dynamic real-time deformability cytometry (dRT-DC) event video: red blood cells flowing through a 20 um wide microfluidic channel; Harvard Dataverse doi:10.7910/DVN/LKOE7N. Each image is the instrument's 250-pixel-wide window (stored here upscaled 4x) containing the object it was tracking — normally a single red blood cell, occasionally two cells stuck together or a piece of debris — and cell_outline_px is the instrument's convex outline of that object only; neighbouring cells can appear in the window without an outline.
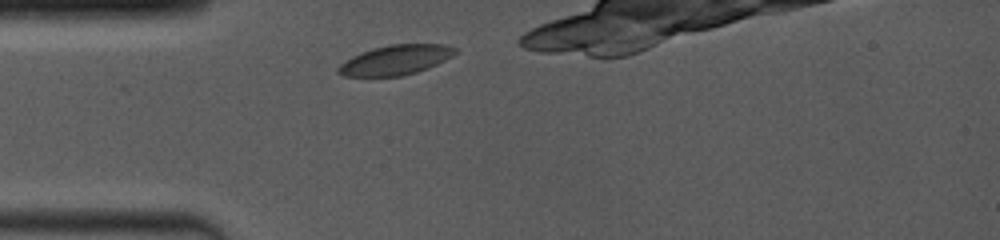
{"species": "common noctule bat (a hibernating species)", "species_latin": "Nyctalus noctula", "temperature_condition": "room temperature", "stored_images_in_passage": 10, "camera_frame_rate_fps": 4000, "um_per_image_px": 0.085, "animal": {"sex": "female", "body_mass_g": 19.0, "forearm_length_mm": 53.3}, "frame": {"image": 1, "passage_image": 1, "time_ms": 0.0, "image_size_px": [1000, 240], "cell_outline_px": [[456, 52], [452, 56], [428, 68], [416, 72], [400, 76], [344, 76], [336, 72], [336, 68], [344, 60], [360, 52], [372, 48], [388, 44], [444, 44], [456, 48]], "centroid_in_image_um": [33.57, 5.09], "position_along_channel_um": 51.4, "area_um2": 20.35}}
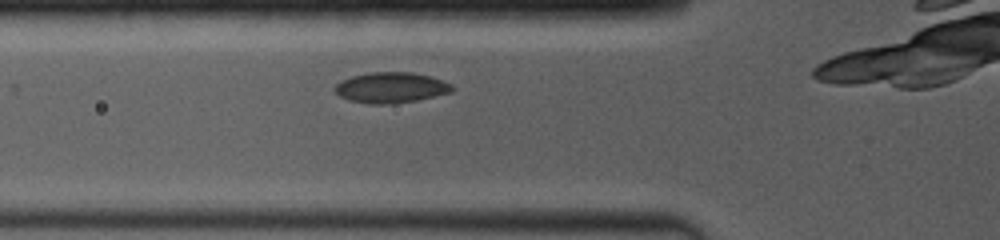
{"frame": {"image": 2, "passage_image": 4, "time_ms": 1.25, "image_size_px": [1000, 240], "cell_outline_px": [[456, 88], [452, 92], [416, 100], [392, 104], [368, 104], [348, 100], [340, 96], [332, 88], [340, 80], [352, 76], [372, 72], [412, 72], [428, 76], [452, 84]], "centroid_in_image_um": [33.2, 7.45], "position_along_channel_um": 92.6, "area_um2": 20.98}}
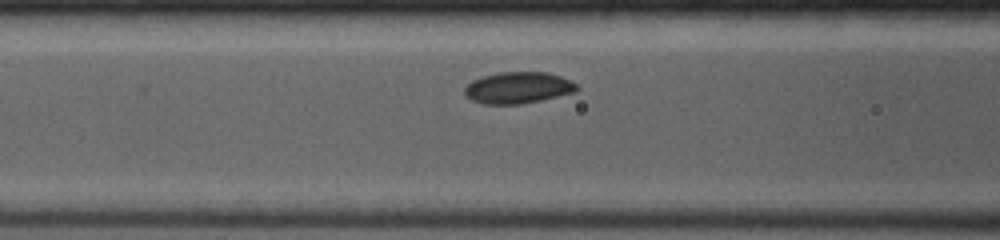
{"frame": {"image": 3, "passage_image": 6, "time_ms": 2.0, "image_size_px": [1000, 240], "cell_outline_px": [[580, 88], [576, 92], [540, 100], [520, 104], [484, 104], [472, 100], [464, 96], [464, 88], [472, 80], [484, 76], [500, 72], [548, 72], [572, 80]], "centroid_in_image_um": [44.05, 7.45], "position_along_channel_um": 122.6, "area_um2": 20.69}}